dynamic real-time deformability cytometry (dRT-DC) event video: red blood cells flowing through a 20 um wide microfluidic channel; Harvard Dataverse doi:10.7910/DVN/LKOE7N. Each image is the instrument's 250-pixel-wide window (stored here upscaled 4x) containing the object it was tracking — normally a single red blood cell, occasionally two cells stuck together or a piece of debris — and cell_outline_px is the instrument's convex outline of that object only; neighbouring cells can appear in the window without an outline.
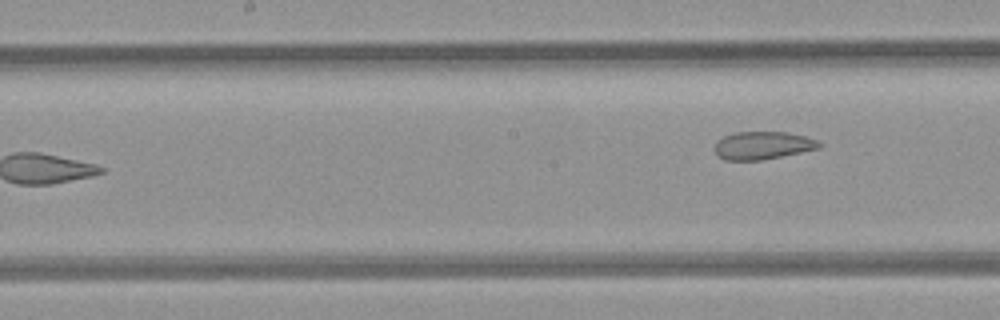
{"species": "common noctule bat (a hibernating species)", "species_latin": "Nyctalus noctula", "temperature_condition": "room temperature", "stored_images_in_passage": 7, "camera_frame_rate_fps": 3000, "um_per_image_px": 0.085, "animal": {"sex": "female", "body_mass_g": 21.9}, "frame": {"image": 1, "passage_image": 7, "time_ms": 7.0, "image_size_px": [1000, 320], "cell_outline_px": [[824, 144], [820, 148], [760, 160], [724, 160], [716, 156], [712, 148], [716, 140], [724, 136], [736, 132], [788, 132], [804, 136], [816, 140]], "centroid_in_image_um": [64.76, 12.36], "position_along_channel_um": 183.4, "area_um2": 17.11}}